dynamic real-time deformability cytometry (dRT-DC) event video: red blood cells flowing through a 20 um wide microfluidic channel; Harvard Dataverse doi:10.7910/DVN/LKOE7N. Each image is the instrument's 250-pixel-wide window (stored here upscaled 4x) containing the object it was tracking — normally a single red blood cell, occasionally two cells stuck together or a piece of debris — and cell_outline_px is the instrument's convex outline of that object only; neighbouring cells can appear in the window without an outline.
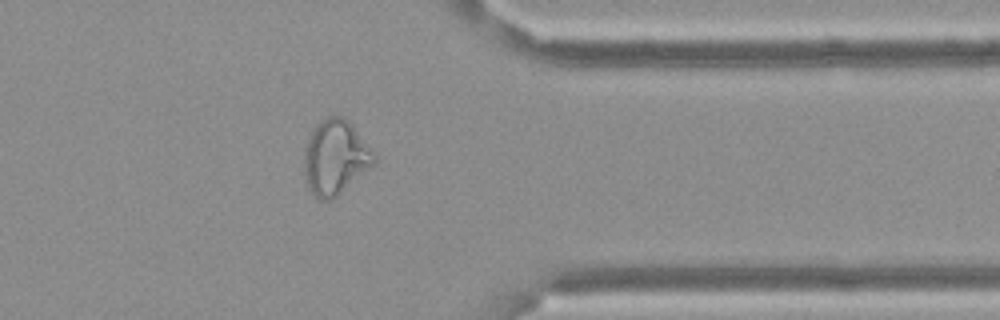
{"species": "Egyptian fruit bat (a non-hibernating species)", "species_latin": "Rousettus aegyptiacus", "temperature_condition": "cold", "stored_images_in_passage": 54, "camera_frame_rate_fps": 3000, "um_per_image_px": 0.085, "frame": {"image": 1, "passage_image": 43, "time_ms": 14.0, "image_size_px": [1000, 320], "cell_outline_px": [[376, 164], [332, 200], [320, 200], [308, 188], [304, 172], [304, 144], [316, 124], [328, 116], [344, 116], [348, 120], [372, 148], [376, 156]], "centroid_in_image_um": [28.51, 13.37], "position_along_channel_um": 382.9, "area_um2": 30.75}}
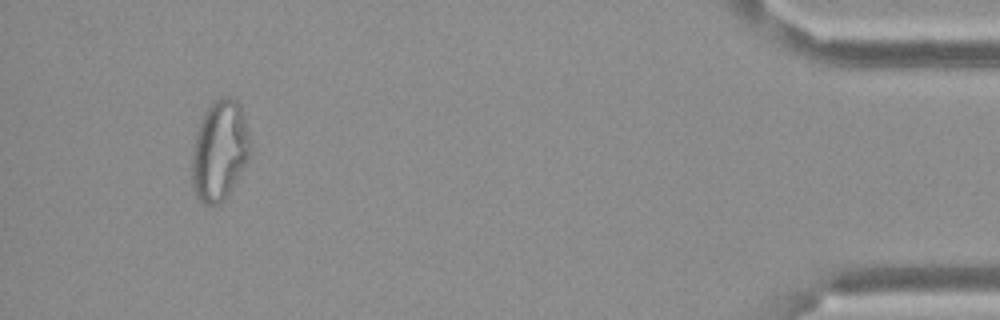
{"frame": {"image": 2, "passage_image": 51, "time_ms": 16.667, "image_size_px": [1000, 320], "cell_outline_px": [[252, 152], [224, 200], [216, 204], [204, 204], [196, 196], [192, 188], [192, 148], [196, 132], [204, 112], [208, 104], [212, 100], [224, 96], [232, 96], [240, 104], [248, 132], [252, 148]], "centroid_in_image_um": [18.65, 12.75], "position_along_channel_um": 416.5, "area_um2": 34.22}}